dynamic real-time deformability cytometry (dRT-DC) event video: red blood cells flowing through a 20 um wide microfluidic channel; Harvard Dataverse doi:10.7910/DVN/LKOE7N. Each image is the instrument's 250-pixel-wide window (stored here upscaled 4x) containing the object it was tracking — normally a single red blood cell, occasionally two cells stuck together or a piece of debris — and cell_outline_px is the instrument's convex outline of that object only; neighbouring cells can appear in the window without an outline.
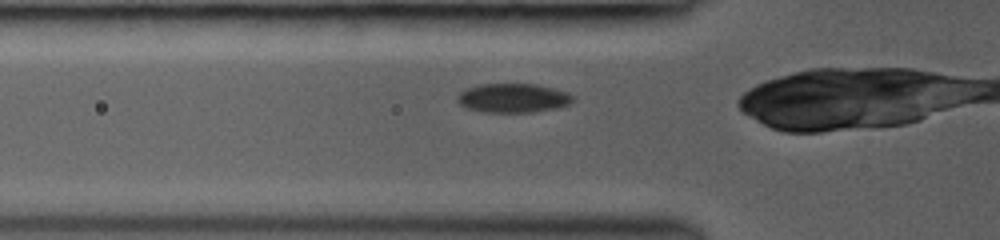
{"species": "common noctule bat (a hibernating species)", "species_latin": "Nyctalus noctula", "temperature_condition": "room temperature", "stored_images_in_passage": 7, "camera_frame_rate_fps": 3000, "um_per_image_px": 0.085, "animal": {"sex": "female", "body_mass_g": 19.0, "forearm_length_mm": 53.3}, "frame": {"image": 1, "passage_image": 5, "time_ms": 1.333, "image_size_px": [1000, 240], "cell_outline_px": [[576, 100], [568, 104], [552, 108], [532, 112], [480, 112], [464, 108], [456, 100], [456, 96], [464, 88], [480, 84], [536, 84], [556, 88], [568, 92]], "centroid_in_image_um": [43.55, 8.32], "position_along_channel_um": 82.2, "area_um2": 19.83}}